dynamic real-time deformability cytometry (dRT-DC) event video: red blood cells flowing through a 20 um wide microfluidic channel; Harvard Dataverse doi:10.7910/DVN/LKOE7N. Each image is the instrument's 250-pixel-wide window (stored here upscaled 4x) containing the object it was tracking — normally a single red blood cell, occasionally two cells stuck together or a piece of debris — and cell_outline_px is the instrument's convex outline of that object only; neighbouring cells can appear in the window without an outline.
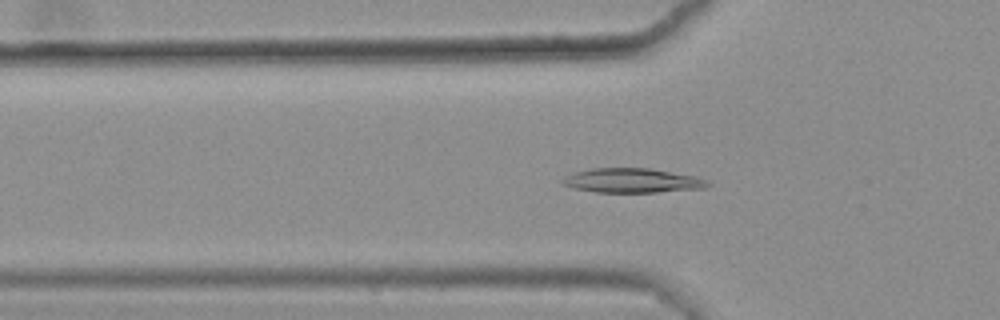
{"species": "common noctule bat (a hibernating species)", "species_latin": "Nyctalus noctula", "temperature_condition": "warm", "stored_images_in_passage": 37, "camera_frame_rate_fps": 3000, "um_per_image_px": 0.085, "animal": {"sex": "female", "body_mass_g": 25.1}, "frame": {"image": 1, "passage_image": 8, "time_ms": 2.333, "image_size_px": [1000, 320], "cell_outline_px": [[712, 184], [704, 188], [656, 192], [596, 192], [572, 188], [564, 184], [560, 180], [564, 176], [572, 172], [592, 168], [648, 168], [696, 176], [708, 180]], "centroid_in_image_um": [53.72, 15.34], "position_along_channel_um": 72.1, "area_um2": 20.75}}
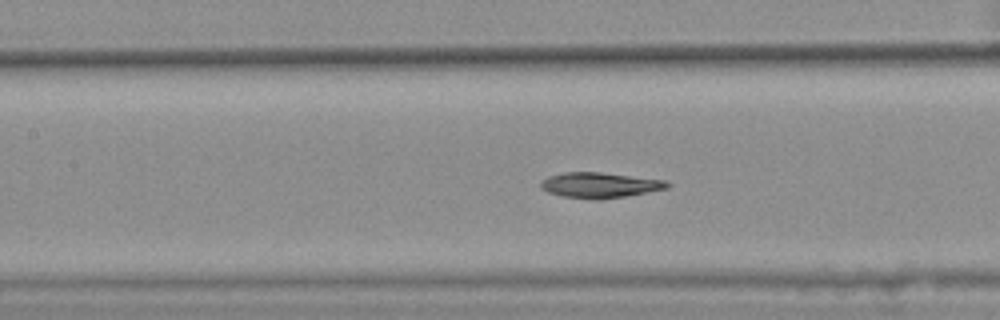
{"frame": {"image": 2, "passage_image": 15, "time_ms": 4.667, "image_size_px": [1000, 320], "cell_outline_px": [[672, 184], [668, 188], [628, 196], [596, 200], [592, 200], [564, 196], [548, 192], [540, 188], [540, 180], [548, 176], [564, 172], [600, 172], [664, 180]], "centroid_in_image_um": [50.96, 15.74], "position_along_channel_um": 156.4, "area_um2": 18.84}}
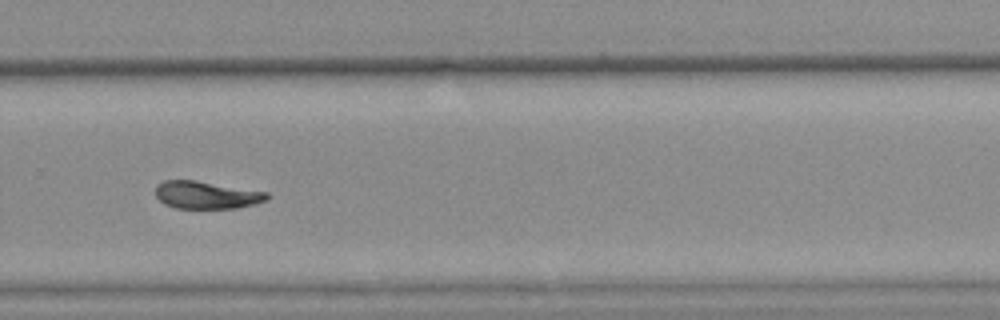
{"frame": {"image": 3, "passage_image": 28, "time_ms": 9.0, "image_size_px": [1000, 320], "cell_outline_px": [[268, 200], [236, 208], [176, 208], [164, 204], [156, 196], [156, 184], [164, 180], [196, 180], [268, 192]], "centroid_in_image_um": [17.53, 16.56], "position_along_channel_um": 312.3, "area_um2": 17.86}, "authors_computed_cell_mechanics": {"area_um2": 18.785, "velocity_mm_per_s": 3.606, "shape_relaxation_time_tau1_ms": null, "shape_relaxation_time_tau2_ms": 4.8724, "deformation_change_tau1": null, "deformation_change_tau2": 0.0839}}